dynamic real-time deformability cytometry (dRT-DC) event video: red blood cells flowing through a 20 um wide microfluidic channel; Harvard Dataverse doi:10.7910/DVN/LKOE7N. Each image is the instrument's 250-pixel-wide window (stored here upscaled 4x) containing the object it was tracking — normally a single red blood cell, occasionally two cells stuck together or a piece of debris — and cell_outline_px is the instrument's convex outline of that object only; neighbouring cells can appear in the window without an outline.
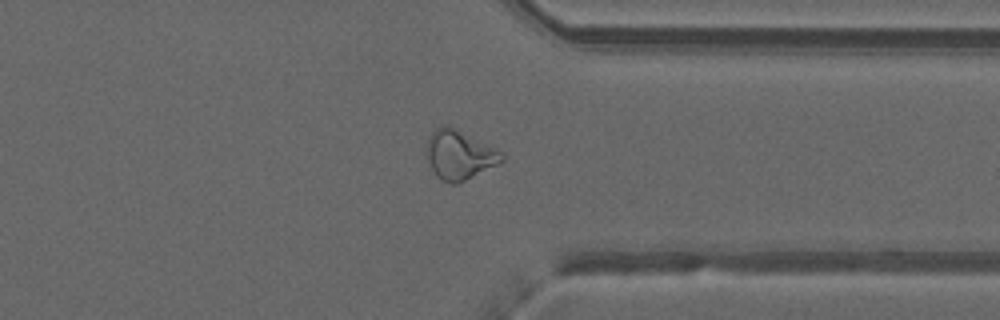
{"species": "common noctule bat (a hibernating species)", "species_latin": "Nyctalus noctula", "temperature_condition": "warm", "stored_images_in_passage": 50, "camera_frame_rate_fps": 3000, "um_per_image_px": 0.085, "animal": {"sex": "male", "forearm_length_mm": 52.5}, "frame": {"image": 1, "passage_image": 39, "time_ms": 12.667, "image_size_px": [1000, 320], "cell_outline_px": [[504, 160], [456, 184], [452, 184], [440, 180], [432, 168], [428, 160], [428, 140], [432, 132], [436, 128], [444, 124], [448, 124], [504, 152]], "centroid_in_image_um": [39.06, 13.13], "position_along_channel_um": 372.3, "area_um2": 21.15}}
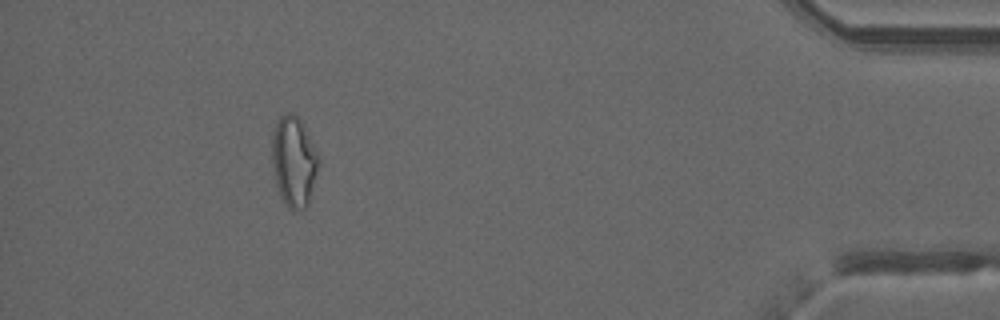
{"frame": {"image": 2, "passage_image": 46, "time_ms": 15.0, "image_size_px": [1000, 320], "cell_outline_px": [[320, 160], [308, 204], [304, 208], [292, 212], [288, 208], [280, 196], [276, 184], [272, 160], [272, 136], [276, 124], [280, 116], [288, 112], [292, 112], [296, 116], [304, 128], [320, 156]], "centroid_in_image_um": [24.97, 13.76], "position_along_channel_um": 410.2, "area_um2": 24.33}, "authors_computed_cell_mechanics": {"area_um2": 23.2067, "velocity_mm_per_s": 4.0396, "shape_relaxation_time_tau1_ms": null, "shape_relaxation_time_tau2_ms": 1.9527, "deformation_change_tau1": null, "deformation_change_tau2": 0.1031}}